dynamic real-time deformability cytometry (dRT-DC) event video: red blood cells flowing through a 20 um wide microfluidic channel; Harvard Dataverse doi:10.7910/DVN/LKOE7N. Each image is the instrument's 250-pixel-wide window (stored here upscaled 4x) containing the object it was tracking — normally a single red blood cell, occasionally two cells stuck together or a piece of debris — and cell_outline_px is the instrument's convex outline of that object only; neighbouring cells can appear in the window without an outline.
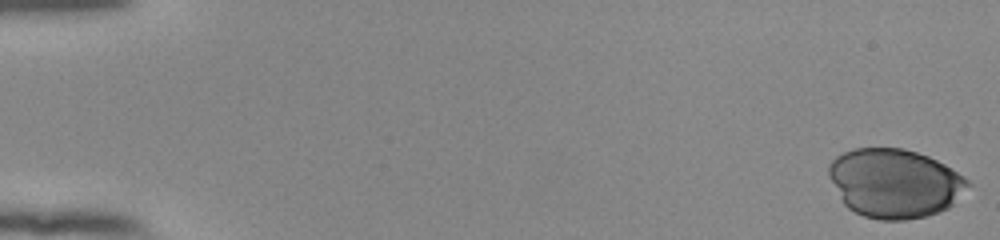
{"species": "human", "species_latin": "Homo sapiens", "temperature_condition": "room temperature", "stored_images_in_passage": 55, "camera_frame_rate_fps": 3000, "um_per_image_px": 0.085, "donor": {"sex": "female"}, "frame": {"image": 1, "passage_image": 1, "time_ms": 0.0, "image_size_px": [1000, 240], "cell_outline_px": [[972, 184], [948, 208], [924, 216], [904, 220], [880, 220], [864, 216], [848, 208], [844, 204], [828, 176], [828, 164], [836, 156], [844, 152], [856, 148], [904, 148], [928, 156], [944, 164], [964, 176]], "centroid_in_image_um": [76.03, 15.56], "position_along_channel_um": 9.0, "area_um2": 55.72}}
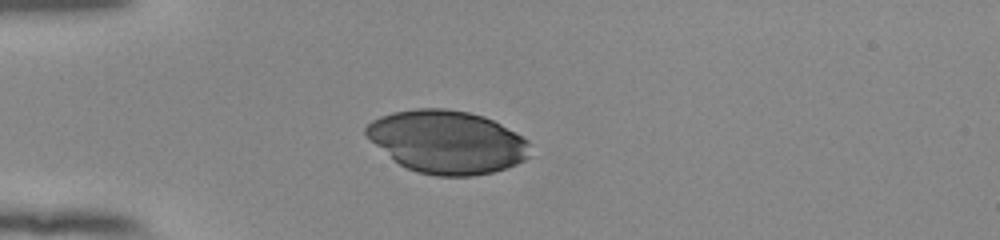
{"frame": {"image": 2, "passage_image": 16, "time_ms": 5.0, "image_size_px": [1000, 240], "cell_outline_px": [[532, 144], [528, 156], [524, 160], [516, 164], [492, 172], [472, 176], [436, 176], [416, 172], [400, 164], [364, 136], [364, 128], [372, 120], [380, 116], [392, 112], [416, 108], [444, 108], [468, 112], [484, 116], [500, 124], [528, 140]], "centroid_in_image_um": [37.98, 12.05], "position_along_channel_um": 47.0, "area_um2": 60.17}}